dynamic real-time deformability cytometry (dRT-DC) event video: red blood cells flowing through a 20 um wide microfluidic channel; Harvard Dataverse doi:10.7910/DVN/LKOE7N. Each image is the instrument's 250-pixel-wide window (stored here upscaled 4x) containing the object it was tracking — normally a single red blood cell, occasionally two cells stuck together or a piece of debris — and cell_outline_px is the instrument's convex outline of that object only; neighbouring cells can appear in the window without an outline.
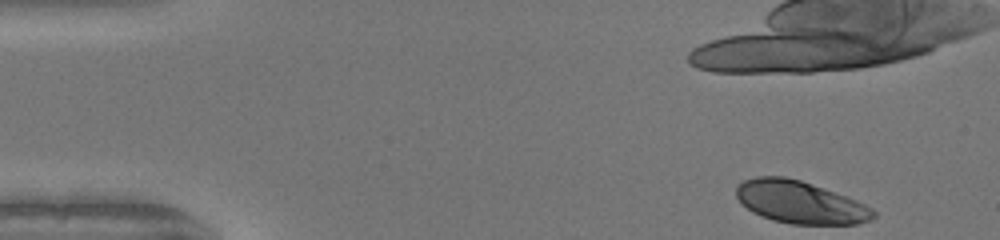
{"species": "human", "species_latin": "Homo sapiens", "temperature_condition": "warm", "stored_images_in_passage": 46, "camera_frame_rate_fps": 3000, "um_per_image_px": 0.085, "donor": {"sex": "female"}, "frame": {"image": 1, "passage_image": 1, "time_ms": 0.0, "image_size_px": [1000, 240], "cell_outline_px": [[876, 216], [872, 220], [856, 224], [792, 224], [772, 220], [760, 216], [752, 212], [740, 204], [736, 196], [736, 184], [744, 180], [756, 176], [784, 176], [800, 180], [856, 200], [872, 208], [876, 212]], "centroid_in_image_um": [67.96, 17.19], "position_along_channel_um": 17.0, "area_um2": 34.04}, "authors_computed_cell_mechanics": {"area_um2": 35.8938, "velocity_mm_per_s": 4.1565, "shape_relaxation_time_tau1_ms": 2.2162, "shape_relaxation_time_tau2_ms": null, "deformation_change_tau1": 0.1705, "deformation_change_tau2": null}}